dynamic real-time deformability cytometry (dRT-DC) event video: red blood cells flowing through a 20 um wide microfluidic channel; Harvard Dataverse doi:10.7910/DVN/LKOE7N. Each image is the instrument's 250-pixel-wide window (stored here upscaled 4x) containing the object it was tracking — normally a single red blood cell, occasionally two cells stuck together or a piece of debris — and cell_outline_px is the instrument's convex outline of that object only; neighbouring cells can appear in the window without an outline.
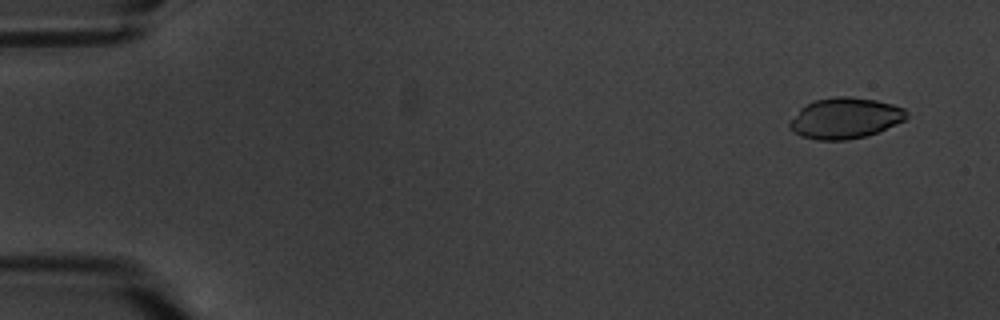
{"species": "common noctule bat (a hibernating species)", "species_latin": "Nyctalus noctula", "temperature_condition": "warm", "stored_images_in_passage": 6, "camera_frame_rate_fps": 3000, "um_per_image_px": 0.085, "animal": {"sex": "male", "body_mass_g": 20.1, "forearm_length_mm": 53.5}, "frame": {"image": 1, "passage_image": 2, "time_ms": 1.0, "image_size_px": [1000, 320], "cell_outline_px": [[908, 116], [904, 120], [876, 132], [864, 136], [844, 140], [816, 140], [800, 136], [788, 124], [800, 108], [816, 100], [836, 96], [848, 96], [876, 100], [892, 104], [904, 108], [908, 112]], "centroid_in_image_um": [71.84, 10.03], "position_along_channel_um": 13.2, "area_um2": 27.46}}
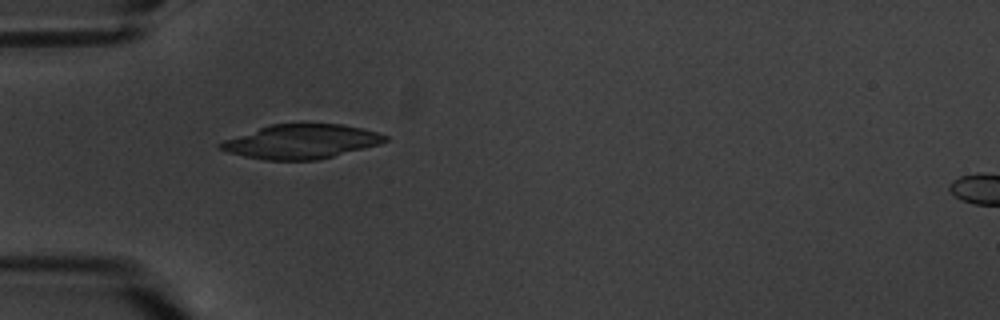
{"frame": {"image": 2, "passage_image": 6, "time_ms": 6.0, "image_size_px": [1000, 320], "cell_outline_px": [[388, 140], [380, 144], [316, 160], [264, 160], [244, 156], [228, 152], [216, 148], [216, 144], [224, 140], [272, 124], [300, 120], [340, 124], [360, 128], [376, 132], [388, 136]], "centroid_in_image_um": [25.58, 11.99], "position_along_channel_um": 59.4, "area_um2": 33.47}}